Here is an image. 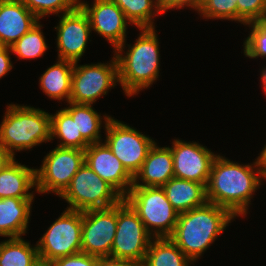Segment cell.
<instances>
[{
  "mask_svg": "<svg viewBox=\"0 0 266 266\" xmlns=\"http://www.w3.org/2000/svg\"><path fill=\"white\" fill-rule=\"evenodd\" d=\"M255 160L251 165H240L217 155L206 186L207 202L229 210L235 217L246 215L251 196L263 179L258 161Z\"/></svg>",
  "mask_w": 266,
  "mask_h": 266,
  "instance_id": "obj_1",
  "label": "cell"
},
{
  "mask_svg": "<svg viewBox=\"0 0 266 266\" xmlns=\"http://www.w3.org/2000/svg\"><path fill=\"white\" fill-rule=\"evenodd\" d=\"M235 216L227 209L206 202L179 213L170 239L192 261L197 260L226 229Z\"/></svg>",
  "mask_w": 266,
  "mask_h": 266,
  "instance_id": "obj_2",
  "label": "cell"
},
{
  "mask_svg": "<svg viewBox=\"0 0 266 266\" xmlns=\"http://www.w3.org/2000/svg\"><path fill=\"white\" fill-rule=\"evenodd\" d=\"M134 45L124 50H115L118 64V80L125 94L130 97L150 87L159 76V42L155 28H140Z\"/></svg>",
  "mask_w": 266,
  "mask_h": 266,
  "instance_id": "obj_3",
  "label": "cell"
},
{
  "mask_svg": "<svg viewBox=\"0 0 266 266\" xmlns=\"http://www.w3.org/2000/svg\"><path fill=\"white\" fill-rule=\"evenodd\" d=\"M51 140V115L30 106L10 104L0 124V144L13 156Z\"/></svg>",
  "mask_w": 266,
  "mask_h": 266,
  "instance_id": "obj_4",
  "label": "cell"
},
{
  "mask_svg": "<svg viewBox=\"0 0 266 266\" xmlns=\"http://www.w3.org/2000/svg\"><path fill=\"white\" fill-rule=\"evenodd\" d=\"M123 199L154 238L170 237L173 234L179 213L168 201L162 187L132 186Z\"/></svg>",
  "mask_w": 266,
  "mask_h": 266,
  "instance_id": "obj_5",
  "label": "cell"
},
{
  "mask_svg": "<svg viewBox=\"0 0 266 266\" xmlns=\"http://www.w3.org/2000/svg\"><path fill=\"white\" fill-rule=\"evenodd\" d=\"M70 205L67 209L86 211L116 206L123 196L107 181L99 177L86 162L59 196Z\"/></svg>",
  "mask_w": 266,
  "mask_h": 266,
  "instance_id": "obj_6",
  "label": "cell"
},
{
  "mask_svg": "<svg viewBox=\"0 0 266 266\" xmlns=\"http://www.w3.org/2000/svg\"><path fill=\"white\" fill-rule=\"evenodd\" d=\"M153 238L137 213L124 199L117 204V229L111 248L112 258L141 266Z\"/></svg>",
  "mask_w": 266,
  "mask_h": 266,
  "instance_id": "obj_7",
  "label": "cell"
},
{
  "mask_svg": "<svg viewBox=\"0 0 266 266\" xmlns=\"http://www.w3.org/2000/svg\"><path fill=\"white\" fill-rule=\"evenodd\" d=\"M82 211L66 209L37 242L41 263L81 252Z\"/></svg>",
  "mask_w": 266,
  "mask_h": 266,
  "instance_id": "obj_8",
  "label": "cell"
},
{
  "mask_svg": "<svg viewBox=\"0 0 266 266\" xmlns=\"http://www.w3.org/2000/svg\"><path fill=\"white\" fill-rule=\"evenodd\" d=\"M104 121L105 143L134 178L155 141L111 116L105 115Z\"/></svg>",
  "mask_w": 266,
  "mask_h": 266,
  "instance_id": "obj_9",
  "label": "cell"
},
{
  "mask_svg": "<svg viewBox=\"0 0 266 266\" xmlns=\"http://www.w3.org/2000/svg\"><path fill=\"white\" fill-rule=\"evenodd\" d=\"M84 162V150L55 147L45 156L40 169H35L36 192L60 196Z\"/></svg>",
  "mask_w": 266,
  "mask_h": 266,
  "instance_id": "obj_10",
  "label": "cell"
},
{
  "mask_svg": "<svg viewBox=\"0 0 266 266\" xmlns=\"http://www.w3.org/2000/svg\"><path fill=\"white\" fill-rule=\"evenodd\" d=\"M74 62L70 101L78 104H93L118 80V64L114 56L111 62L91 65H77Z\"/></svg>",
  "mask_w": 266,
  "mask_h": 266,
  "instance_id": "obj_11",
  "label": "cell"
},
{
  "mask_svg": "<svg viewBox=\"0 0 266 266\" xmlns=\"http://www.w3.org/2000/svg\"><path fill=\"white\" fill-rule=\"evenodd\" d=\"M117 229V205L82 211L81 252L96 257H111Z\"/></svg>",
  "mask_w": 266,
  "mask_h": 266,
  "instance_id": "obj_12",
  "label": "cell"
},
{
  "mask_svg": "<svg viewBox=\"0 0 266 266\" xmlns=\"http://www.w3.org/2000/svg\"><path fill=\"white\" fill-rule=\"evenodd\" d=\"M171 152L173 155L174 177L208 184L212 164L217 157L207 147L199 143L174 139Z\"/></svg>",
  "mask_w": 266,
  "mask_h": 266,
  "instance_id": "obj_13",
  "label": "cell"
},
{
  "mask_svg": "<svg viewBox=\"0 0 266 266\" xmlns=\"http://www.w3.org/2000/svg\"><path fill=\"white\" fill-rule=\"evenodd\" d=\"M79 6L88 15L93 31L106 38L113 49H125L127 24L131 22L119 6L112 0H94L92 7L87 2H79Z\"/></svg>",
  "mask_w": 266,
  "mask_h": 266,
  "instance_id": "obj_14",
  "label": "cell"
},
{
  "mask_svg": "<svg viewBox=\"0 0 266 266\" xmlns=\"http://www.w3.org/2000/svg\"><path fill=\"white\" fill-rule=\"evenodd\" d=\"M57 30L58 59L78 62L83 56L89 40L91 25L88 15L78 6L63 14Z\"/></svg>",
  "mask_w": 266,
  "mask_h": 266,
  "instance_id": "obj_15",
  "label": "cell"
},
{
  "mask_svg": "<svg viewBox=\"0 0 266 266\" xmlns=\"http://www.w3.org/2000/svg\"><path fill=\"white\" fill-rule=\"evenodd\" d=\"M84 151L88 166L124 197L133 186V177L107 144L105 142L90 144Z\"/></svg>",
  "mask_w": 266,
  "mask_h": 266,
  "instance_id": "obj_16",
  "label": "cell"
},
{
  "mask_svg": "<svg viewBox=\"0 0 266 266\" xmlns=\"http://www.w3.org/2000/svg\"><path fill=\"white\" fill-rule=\"evenodd\" d=\"M39 19L20 0H0V46L10 47Z\"/></svg>",
  "mask_w": 266,
  "mask_h": 266,
  "instance_id": "obj_17",
  "label": "cell"
},
{
  "mask_svg": "<svg viewBox=\"0 0 266 266\" xmlns=\"http://www.w3.org/2000/svg\"><path fill=\"white\" fill-rule=\"evenodd\" d=\"M174 177L171 148L159 147L156 143L150 148L141 169L133 178V186L162 187ZM139 180L142 183H139Z\"/></svg>",
  "mask_w": 266,
  "mask_h": 266,
  "instance_id": "obj_18",
  "label": "cell"
},
{
  "mask_svg": "<svg viewBox=\"0 0 266 266\" xmlns=\"http://www.w3.org/2000/svg\"><path fill=\"white\" fill-rule=\"evenodd\" d=\"M33 199H0V236L16 238L27 233Z\"/></svg>",
  "mask_w": 266,
  "mask_h": 266,
  "instance_id": "obj_19",
  "label": "cell"
},
{
  "mask_svg": "<svg viewBox=\"0 0 266 266\" xmlns=\"http://www.w3.org/2000/svg\"><path fill=\"white\" fill-rule=\"evenodd\" d=\"M162 188L178 213L200 207L207 202L206 187L195 181L173 177Z\"/></svg>",
  "mask_w": 266,
  "mask_h": 266,
  "instance_id": "obj_20",
  "label": "cell"
},
{
  "mask_svg": "<svg viewBox=\"0 0 266 266\" xmlns=\"http://www.w3.org/2000/svg\"><path fill=\"white\" fill-rule=\"evenodd\" d=\"M36 187L35 169L13 160L0 172L1 198H34L29 190Z\"/></svg>",
  "mask_w": 266,
  "mask_h": 266,
  "instance_id": "obj_21",
  "label": "cell"
},
{
  "mask_svg": "<svg viewBox=\"0 0 266 266\" xmlns=\"http://www.w3.org/2000/svg\"><path fill=\"white\" fill-rule=\"evenodd\" d=\"M74 62L58 59L57 63L49 67L39 78L41 90L50 99L63 100L67 103L71 96V83Z\"/></svg>",
  "mask_w": 266,
  "mask_h": 266,
  "instance_id": "obj_22",
  "label": "cell"
},
{
  "mask_svg": "<svg viewBox=\"0 0 266 266\" xmlns=\"http://www.w3.org/2000/svg\"><path fill=\"white\" fill-rule=\"evenodd\" d=\"M193 263L170 239L153 238L141 266H189Z\"/></svg>",
  "mask_w": 266,
  "mask_h": 266,
  "instance_id": "obj_23",
  "label": "cell"
},
{
  "mask_svg": "<svg viewBox=\"0 0 266 266\" xmlns=\"http://www.w3.org/2000/svg\"><path fill=\"white\" fill-rule=\"evenodd\" d=\"M68 103L69 107L65 109L76 121L77 136H82L89 145L101 142V134L99 133L101 132V119L103 117L93 109L92 104Z\"/></svg>",
  "mask_w": 266,
  "mask_h": 266,
  "instance_id": "obj_24",
  "label": "cell"
},
{
  "mask_svg": "<svg viewBox=\"0 0 266 266\" xmlns=\"http://www.w3.org/2000/svg\"><path fill=\"white\" fill-rule=\"evenodd\" d=\"M39 263L37 244L32 247L21 237L0 243V266H37Z\"/></svg>",
  "mask_w": 266,
  "mask_h": 266,
  "instance_id": "obj_25",
  "label": "cell"
},
{
  "mask_svg": "<svg viewBox=\"0 0 266 266\" xmlns=\"http://www.w3.org/2000/svg\"><path fill=\"white\" fill-rule=\"evenodd\" d=\"M54 137L60 139L57 146L63 148L85 150L89 145L82 136H77L76 121L65 108L54 115L51 114V140Z\"/></svg>",
  "mask_w": 266,
  "mask_h": 266,
  "instance_id": "obj_26",
  "label": "cell"
},
{
  "mask_svg": "<svg viewBox=\"0 0 266 266\" xmlns=\"http://www.w3.org/2000/svg\"><path fill=\"white\" fill-rule=\"evenodd\" d=\"M124 12L131 24L140 28H154L153 16L163 14L158 0H112ZM155 8V9H154ZM153 20V21H152Z\"/></svg>",
  "mask_w": 266,
  "mask_h": 266,
  "instance_id": "obj_27",
  "label": "cell"
},
{
  "mask_svg": "<svg viewBox=\"0 0 266 266\" xmlns=\"http://www.w3.org/2000/svg\"><path fill=\"white\" fill-rule=\"evenodd\" d=\"M41 28L42 25L37 23L30 31L11 45L12 53H15L21 59H35L43 56L48 46Z\"/></svg>",
  "mask_w": 266,
  "mask_h": 266,
  "instance_id": "obj_28",
  "label": "cell"
},
{
  "mask_svg": "<svg viewBox=\"0 0 266 266\" xmlns=\"http://www.w3.org/2000/svg\"><path fill=\"white\" fill-rule=\"evenodd\" d=\"M39 20L48 14H63L75 10L79 0H20Z\"/></svg>",
  "mask_w": 266,
  "mask_h": 266,
  "instance_id": "obj_29",
  "label": "cell"
},
{
  "mask_svg": "<svg viewBox=\"0 0 266 266\" xmlns=\"http://www.w3.org/2000/svg\"><path fill=\"white\" fill-rule=\"evenodd\" d=\"M246 25L252 29L244 41V55L251 59L266 57V16Z\"/></svg>",
  "mask_w": 266,
  "mask_h": 266,
  "instance_id": "obj_30",
  "label": "cell"
},
{
  "mask_svg": "<svg viewBox=\"0 0 266 266\" xmlns=\"http://www.w3.org/2000/svg\"><path fill=\"white\" fill-rule=\"evenodd\" d=\"M197 11L208 19L237 21V0H204Z\"/></svg>",
  "mask_w": 266,
  "mask_h": 266,
  "instance_id": "obj_31",
  "label": "cell"
},
{
  "mask_svg": "<svg viewBox=\"0 0 266 266\" xmlns=\"http://www.w3.org/2000/svg\"><path fill=\"white\" fill-rule=\"evenodd\" d=\"M266 16V0H237V22L253 23Z\"/></svg>",
  "mask_w": 266,
  "mask_h": 266,
  "instance_id": "obj_32",
  "label": "cell"
},
{
  "mask_svg": "<svg viewBox=\"0 0 266 266\" xmlns=\"http://www.w3.org/2000/svg\"><path fill=\"white\" fill-rule=\"evenodd\" d=\"M99 257L83 252L74 255L61 257L49 263L51 266H96Z\"/></svg>",
  "mask_w": 266,
  "mask_h": 266,
  "instance_id": "obj_33",
  "label": "cell"
},
{
  "mask_svg": "<svg viewBox=\"0 0 266 266\" xmlns=\"http://www.w3.org/2000/svg\"><path fill=\"white\" fill-rule=\"evenodd\" d=\"M160 8L163 13L168 9H182V7H192L197 11V0H160Z\"/></svg>",
  "mask_w": 266,
  "mask_h": 266,
  "instance_id": "obj_34",
  "label": "cell"
},
{
  "mask_svg": "<svg viewBox=\"0 0 266 266\" xmlns=\"http://www.w3.org/2000/svg\"><path fill=\"white\" fill-rule=\"evenodd\" d=\"M10 52H12L10 47L0 46V79L13 68Z\"/></svg>",
  "mask_w": 266,
  "mask_h": 266,
  "instance_id": "obj_35",
  "label": "cell"
},
{
  "mask_svg": "<svg viewBox=\"0 0 266 266\" xmlns=\"http://www.w3.org/2000/svg\"><path fill=\"white\" fill-rule=\"evenodd\" d=\"M96 266H137L133 262L112 257H101Z\"/></svg>",
  "mask_w": 266,
  "mask_h": 266,
  "instance_id": "obj_36",
  "label": "cell"
},
{
  "mask_svg": "<svg viewBox=\"0 0 266 266\" xmlns=\"http://www.w3.org/2000/svg\"><path fill=\"white\" fill-rule=\"evenodd\" d=\"M11 153H9L1 144H0V172H2L14 159Z\"/></svg>",
  "mask_w": 266,
  "mask_h": 266,
  "instance_id": "obj_37",
  "label": "cell"
},
{
  "mask_svg": "<svg viewBox=\"0 0 266 266\" xmlns=\"http://www.w3.org/2000/svg\"><path fill=\"white\" fill-rule=\"evenodd\" d=\"M259 167L264 179H266V145L263 147L260 155L257 157Z\"/></svg>",
  "mask_w": 266,
  "mask_h": 266,
  "instance_id": "obj_38",
  "label": "cell"
},
{
  "mask_svg": "<svg viewBox=\"0 0 266 266\" xmlns=\"http://www.w3.org/2000/svg\"><path fill=\"white\" fill-rule=\"evenodd\" d=\"M261 81H262V85L263 86V91H265L266 94V68L262 69V73H261Z\"/></svg>",
  "mask_w": 266,
  "mask_h": 266,
  "instance_id": "obj_39",
  "label": "cell"
},
{
  "mask_svg": "<svg viewBox=\"0 0 266 266\" xmlns=\"http://www.w3.org/2000/svg\"><path fill=\"white\" fill-rule=\"evenodd\" d=\"M204 0H197V10L199 9L201 3L203 2Z\"/></svg>",
  "mask_w": 266,
  "mask_h": 266,
  "instance_id": "obj_40",
  "label": "cell"
},
{
  "mask_svg": "<svg viewBox=\"0 0 266 266\" xmlns=\"http://www.w3.org/2000/svg\"><path fill=\"white\" fill-rule=\"evenodd\" d=\"M37 266H51L49 263H39Z\"/></svg>",
  "mask_w": 266,
  "mask_h": 266,
  "instance_id": "obj_41",
  "label": "cell"
}]
</instances>
